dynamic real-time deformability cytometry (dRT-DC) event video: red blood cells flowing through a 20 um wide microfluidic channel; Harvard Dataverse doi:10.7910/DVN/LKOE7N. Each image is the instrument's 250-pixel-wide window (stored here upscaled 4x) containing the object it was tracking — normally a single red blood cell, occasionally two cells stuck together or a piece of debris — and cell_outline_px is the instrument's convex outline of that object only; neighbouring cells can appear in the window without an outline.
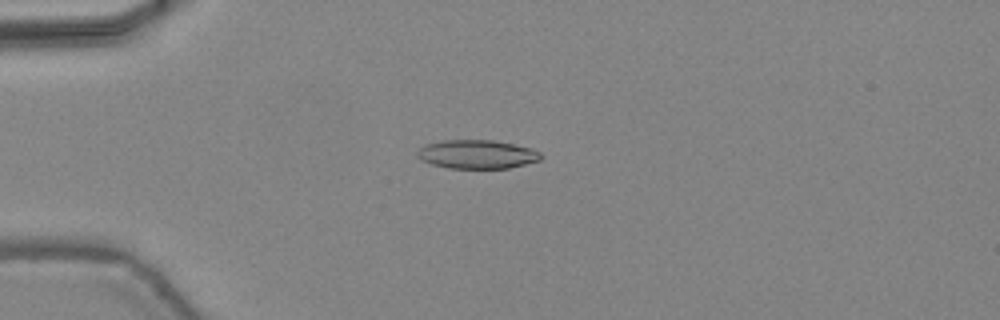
{"species": "common noctule bat (a hibernating species)", "species_latin": "Nyctalus noctula", "temperature_condition": "warm", "stored_images_in_passage": 45, "camera_frame_rate_fps": 3000, "um_per_image_px": 0.085, "animal": {"sex": "female", "body_mass_g": 24.6, "forearm_length_mm": 56.2}, "frame": {"image": 1, "passage_image": 11, "time_ms": 3.333, "image_size_px": [1000, 320], "cell_outline_px": [[544, 156], [540, 160], [508, 168], [448, 168], [432, 164], [416, 156], [416, 152], [424, 144], [440, 140], [492, 140], [532, 148], [540, 152]], "centroid_in_image_um": [40.54, 13.1], "position_along_channel_um": 44.5, "area_um2": 20.69}}
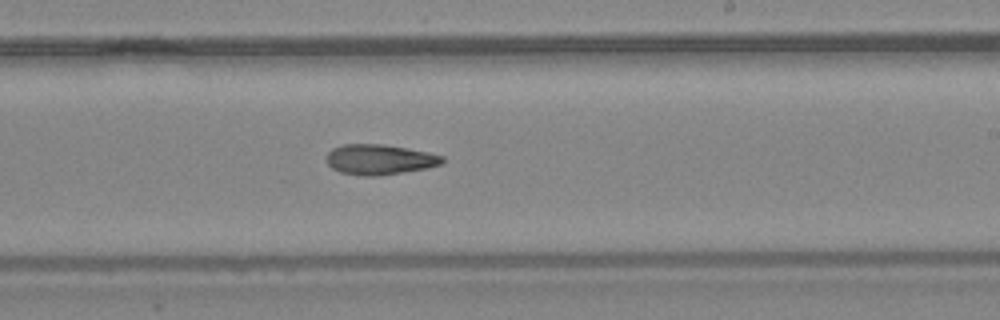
{"frame": {"image": 2, "passage_image": 27, "time_ms": 8.667, "image_size_px": [1000, 320], "cell_outline_px": [[444, 160], [440, 164], [428, 168], [376, 176], [364, 176], [340, 172], [332, 168], [328, 164], [328, 152], [332, 148], [344, 144], [384, 144], [408, 148], [428, 152], [444, 156]], "centroid_in_image_um": [32.27, 13.55], "position_along_channel_um": 256.7, "area_um2": 20.35}}
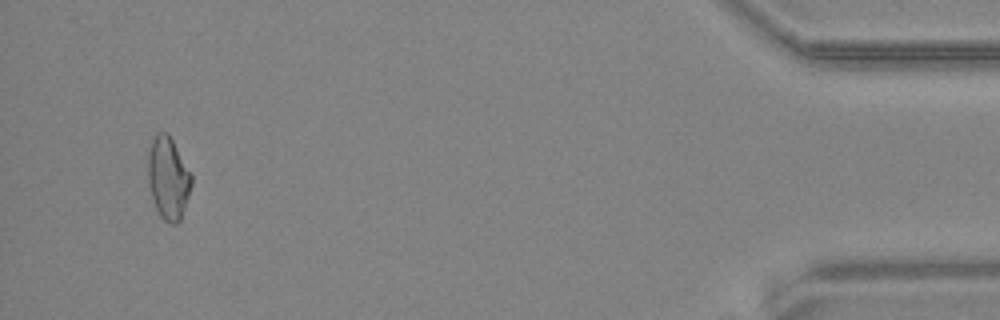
{"frame": {"image": 3, "passage_image": 43, "time_ms": 14.0, "image_size_px": [1000, 320], "cell_outline_px": [[192, 184], [180, 220], [176, 224], [172, 224], [164, 220], [160, 216], [156, 208], [148, 184], [148, 148], [156, 132], [168, 132], [192, 176]], "centroid_in_image_um": [14.28, 15.12], "position_along_channel_um": 420.9, "area_um2": 20.75}}